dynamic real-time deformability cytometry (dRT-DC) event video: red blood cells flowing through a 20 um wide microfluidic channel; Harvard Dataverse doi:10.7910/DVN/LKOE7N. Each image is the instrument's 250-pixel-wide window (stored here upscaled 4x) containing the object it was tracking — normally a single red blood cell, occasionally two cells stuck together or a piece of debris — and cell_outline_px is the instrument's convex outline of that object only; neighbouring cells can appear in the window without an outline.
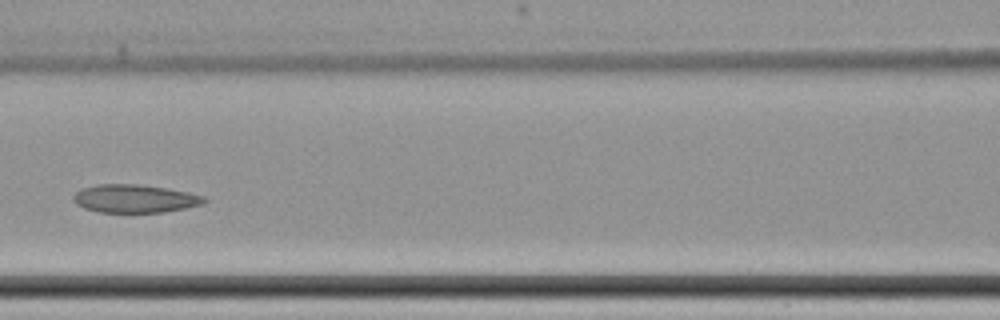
{"species": "common noctule bat (a hibernating species)", "species_latin": "Nyctalus noctula", "temperature_condition": "cold", "stored_images_in_passage": 5, "camera_frame_rate_fps": 3000, "um_per_image_px": 0.085, "animal": {"sex": "female", "body_mass_g": 22.7, "forearm_length_mm": 54.2}, "frame": {"image": 1, "passage_image": 4, "time_ms": 3.667, "image_size_px": [1000, 320], "cell_outline_px": [[208, 200], [204, 204], [164, 212], [100, 212], [84, 208], [76, 204], [72, 200], [72, 196], [80, 188], [96, 184], [140, 184], [168, 188], [188, 192], [204, 196]], "centroid_in_image_um": [11.44, 16.87], "position_along_channel_um": 155.2, "area_um2": 21.68}}
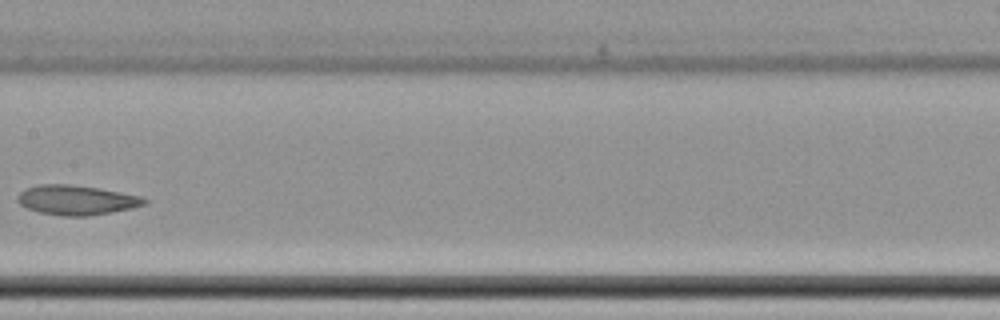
{"frame": {"image": 2, "passage_image": 5, "time_ms": 5.0, "image_size_px": [1000, 320], "cell_outline_px": [[148, 200], [144, 204], [132, 208], [112, 212], [88, 216], [60, 216], [40, 212], [28, 208], [20, 204], [16, 200], [16, 196], [24, 188], [40, 184], [72, 184], [100, 188], [140, 196]], "centroid_in_image_um": [6.46, 16.99], "position_along_channel_um": 200.9, "area_um2": 22.02}}